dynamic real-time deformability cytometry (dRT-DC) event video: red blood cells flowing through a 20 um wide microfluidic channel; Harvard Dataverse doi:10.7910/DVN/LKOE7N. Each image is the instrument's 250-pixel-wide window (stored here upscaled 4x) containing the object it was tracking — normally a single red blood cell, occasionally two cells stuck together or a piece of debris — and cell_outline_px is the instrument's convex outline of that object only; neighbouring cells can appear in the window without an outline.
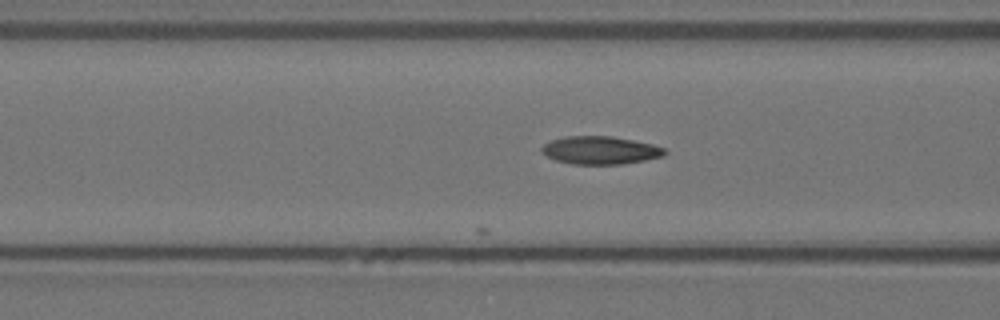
{"species": "Egyptian fruit bat (a non-hibernating species)", "species_latin": "Rousettus aegyptiacus", "temperature_condition": "warm", "stored_images_in_passage": 8, "camera_frame_rate_fps": 3000, "um_per_image_px": 0.085, "animal": {"sex": "female"}, "frame": {"image": 1, "passage_image": 8, "time_ms": 2.333, "image_size_px": [1000, 320], "cell_outline_px": [[668, 152], [664, 156], [624, 164], [572, 164], [556, 160], [540, 152], [540, 148], [544, 144], [552, 140], [564, 136], [612, 136], [652, 144], [664, 148]], "centroid_in_image_um": [51.02, 12.77], "position_along_channel_um": 115.6, "area_um2": 20.06}}